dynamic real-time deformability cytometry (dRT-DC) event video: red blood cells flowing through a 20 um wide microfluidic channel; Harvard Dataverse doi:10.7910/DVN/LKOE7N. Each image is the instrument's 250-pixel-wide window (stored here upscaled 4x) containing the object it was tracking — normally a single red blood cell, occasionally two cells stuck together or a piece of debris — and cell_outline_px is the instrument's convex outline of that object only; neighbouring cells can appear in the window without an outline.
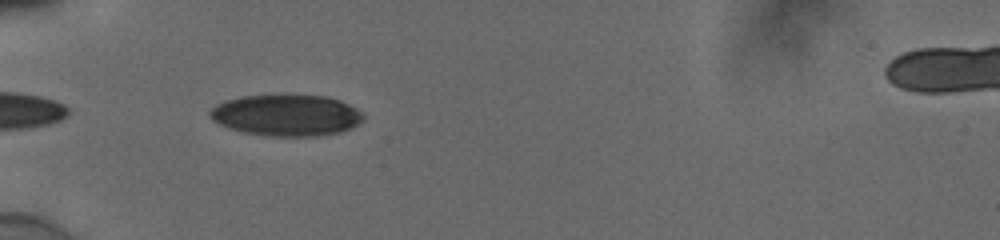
{"species": "human", "species_latin": "Homo sapiens", "temperature_condition": "cold", "stored_images_in_passage": 38, "camera_frame_rate_fps": 3000, "um_per_image_px": 0.085, "donor": {"sex": "male"}, "frame": {"image": 1, "passage_image": 2, "time_ms": 0.333, "image_size_px": [1000, 240], "cell_outline_px": [[364, 120], [360, 124], [352, 128], [340, 132], [320, 136], [268, 136], [244, 132], [228, 128], [212, 120], [208, 116], [208, 112], [216, 104], [224, 100], [240, 96], [284, 92], [328, 96], [340, 100], [364, 112]], "centroid_in_image_um": [24.36, 9.75], "position_along_channel_um": 60.6, "area_um2": 38.44}}
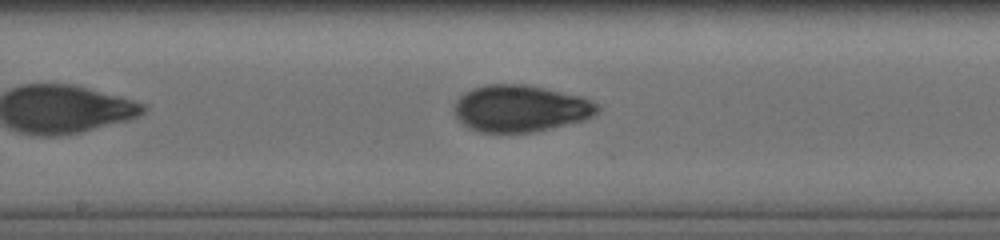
{"frame": {"image": 2, "passage_image": 14, "time_ms": 4.333, "image_size_px": [1000, 240], "cell_outline_px": [[600, 108], [592, 116], [584, 120], [532, 132], [480, 132], [464, 124], [456, 116], [456, 100], [464, 92], [472, 88], [488, 84], [524, 84], [544, 88], [580, 96], [592, 100]], "centroid_in_image_um": [44.24, 9.21], "position_along_channel_um": 204.0, "area_um2": 38.55}}
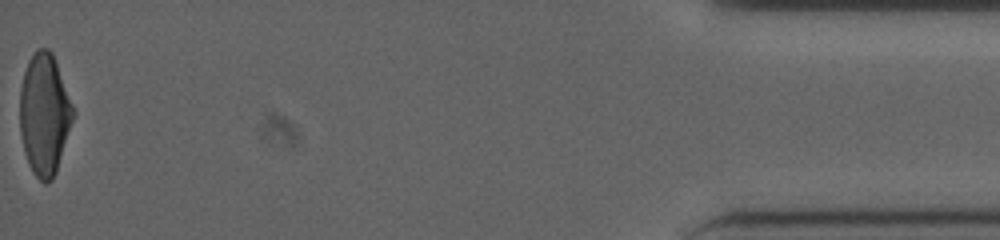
{"frame": {"image": 3, "passage_image": 38, "time_ms": 12.333, "image_size_px": [1000, 240], "cell_outline_px": [[76, 112], [56, 172], [52, 180], [44, 184], [32, 172], [28, 164], [24, 152], [20, 132], [20, 88], [24, 72], [28, 60], [36, 48], [48, 48], [52, 52], [76, 108]], "centroid_in_image_um": [3.79, 9.69], "position_along_channel_um": 431.4, "area_um2": 38.26}, "authors_computed_cell_mechanics": {"area_um2": 38.2058, "velocity_mm_per_s": 3.8686, "shape_relaxation_time_tau1_ms": 5.1641, "shape_relaxation_time_tau2_ms": 1.6449, "deformation_change_tau1": 0.1654, "deformation_change_tau2": 0.0597}}